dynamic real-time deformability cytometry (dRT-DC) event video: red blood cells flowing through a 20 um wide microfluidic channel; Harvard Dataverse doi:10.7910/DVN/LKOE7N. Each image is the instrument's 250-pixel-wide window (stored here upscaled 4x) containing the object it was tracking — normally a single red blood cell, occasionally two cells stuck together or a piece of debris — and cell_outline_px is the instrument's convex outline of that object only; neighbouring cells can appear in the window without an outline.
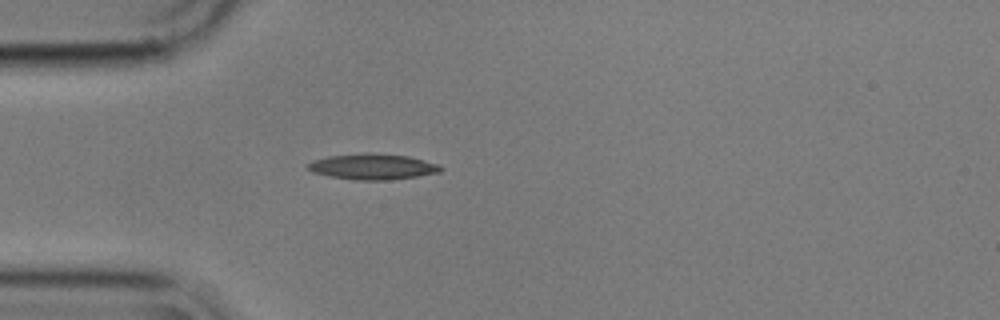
{"species": "common noctule bat (a hibernating species)", "species_latin": "Nyctalus noctula", "temperature_condition": "cold", "stored_images_in_passage": 1, "camera_frame_rate_fps": 3000, "um_per_image_px": 0.085, "animal": {"sex": "male", "body_mass_g": 17.9}, "frame": {"image": 1, "passage_image": 1, "time_ms": 0.0, "image_size_px": [1000, 320], "cell_outline_px": [[444, 168], [440, 172], [416, 176], [388, 180], [356, 180], [332, 176], [312, 172], [308, 168], [308, 164], [312, 160], [328, 156], [364, 152], [372, 152], [408, 156], [440, 164]], "centroid_in_image_um": [31.7, 14.15], "position_along_channel_um": 53.3, "area_um2": 20.0}}